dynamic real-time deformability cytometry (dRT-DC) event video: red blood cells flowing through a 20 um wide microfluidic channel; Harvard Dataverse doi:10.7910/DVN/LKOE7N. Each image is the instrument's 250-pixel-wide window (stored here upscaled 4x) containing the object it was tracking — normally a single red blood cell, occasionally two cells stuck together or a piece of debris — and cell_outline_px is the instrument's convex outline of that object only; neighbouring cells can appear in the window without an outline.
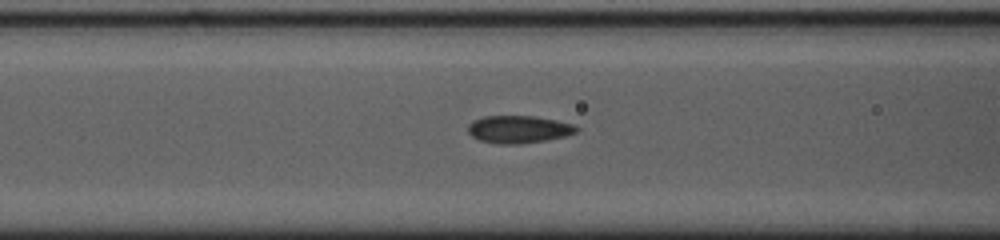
{"species": "common noctule bat (a hibernating species)", "species_latin": "Nyctalus noctula", "temperature_condition": "cold", "stored_images_in_passage": 18, "camera_frame_rate_fps": 3000, "um_per_image_px": 0.085, "animal": {"sex": "female", "body_mass_g": 23.0, "forearm_length_mm": 53.4}, "frame": {"image": 1, "passage_image": 13, "time_ms": 4.0, "image_size_px": [1000, 240], "cell_outline_px": [[580, 128], [576, 132], [564, 136], [544, 140], [516, 144], [500, 144], [480, 140], [472, 136], [468, 132], [468, 124], [472, 120], [484, 116], [532, 116], [556, 120], [576, 124]], "centroid_in_image_um": [44.08, 10.98], "position_along_channel_um": 122.5, "area_um2": 17.34}}
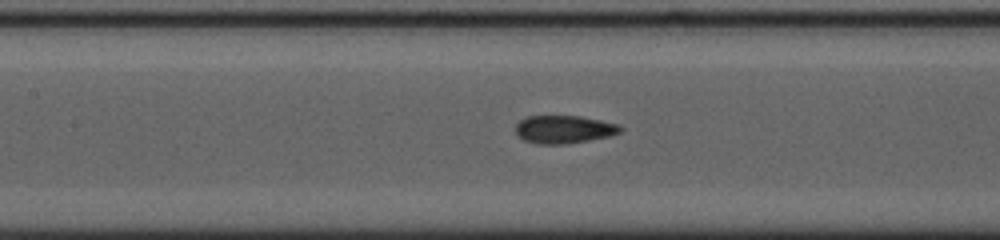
{"frame": {"image": 2, "passage_image": 16, "time_ms": 5.0, "image_size_px": [1000, 240], "cell_outline_px": [[624, 128], [620, 132], [608, 136], [588, 140], [564, 144], [536, 144], [524, 140], [516, 132], [516, 124], [520, 120], [528, 116], [580, 116], [620, 124]], "centroid_in_image_um": [47.95, 10.99], "position_along_channel_um": 159.5, "area_um2": 16.99}}